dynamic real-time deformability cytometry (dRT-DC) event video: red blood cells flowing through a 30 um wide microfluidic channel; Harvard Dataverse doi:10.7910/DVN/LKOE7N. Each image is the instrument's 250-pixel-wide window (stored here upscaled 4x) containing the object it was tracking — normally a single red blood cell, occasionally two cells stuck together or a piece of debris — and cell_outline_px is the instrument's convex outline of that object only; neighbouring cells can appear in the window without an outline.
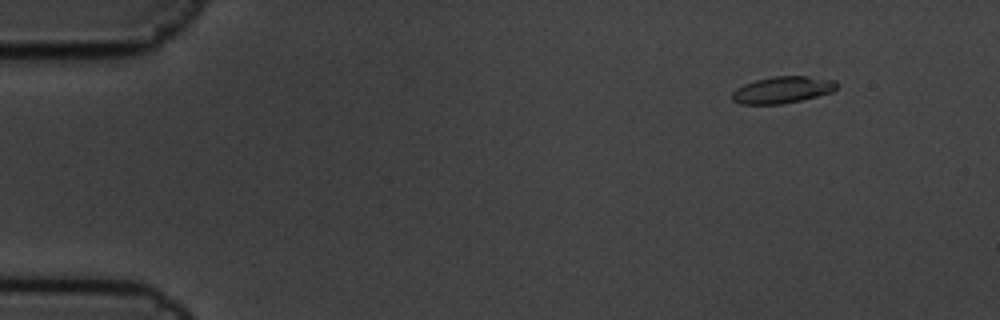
{"species": "common noctule bat (a hibernating species)", "species_latin": "Nyctalus noctula", "temperature_condition": "cold", "stored_images_in_passage": 6, "camera_frame_rate_fps": 3000, "um_per_image_px": 0.085, "animal": {"sex": "male", "body_mass_g": 19.5, "forearm_length_mm": 54.6}, "frame": {"image": 1, "passage_image": 1, "time_ms": 0.0, "image_size_px": [1000, 320], "cell_outline_px": [[840, 84], [832, 92], [784, 104], [740, 104], [732, 100], [732, 92], [736, 88], [744, 84], [756, 80], [776, 76], [808, 76], [836, 80]], "centroid_in_image_um": [66.52, 7.63], "position_along_channel_um": 18.5, "area_um2": 16.36}}
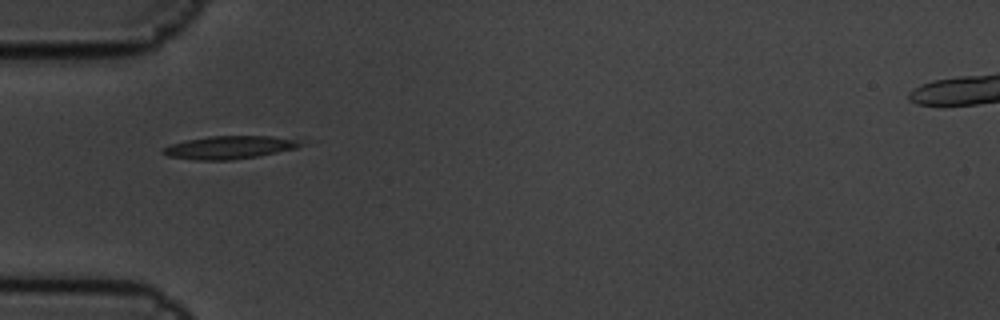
{"frame": {"image": 2, "passage_image": 5, "time_ms": 1.333, "image_size_px": [1000, 320], "cell_outline_px": [[304, 144], [296, 148], [256, 156], [232, 160], [196, 160], [168, 156], [160, 152], [164, 148], [172, 144], [188, 140], [208, 136], [272, 136], [300, 140]], "centroid_in_image_um": [19.5, 12.53], "position_along_channel_um": 65.5, "area_um2": 18.21}}